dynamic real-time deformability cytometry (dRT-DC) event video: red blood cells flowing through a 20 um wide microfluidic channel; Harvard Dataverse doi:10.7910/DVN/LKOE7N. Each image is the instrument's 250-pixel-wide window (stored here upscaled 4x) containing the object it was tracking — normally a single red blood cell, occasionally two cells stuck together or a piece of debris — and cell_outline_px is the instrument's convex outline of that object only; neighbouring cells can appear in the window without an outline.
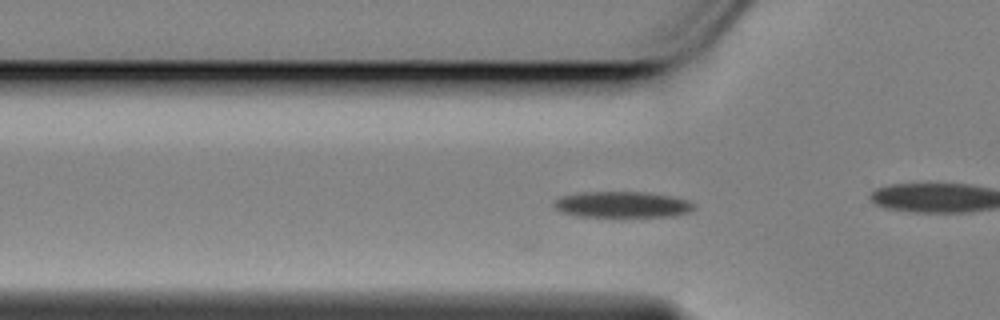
{"species": "Egyptian fruit bat (a non-hibernating species)", "species_latin": "Rousettus aegyptiacus", "temperature_condition": "cold", "stored_images_in_passage": 45, "camera_frame_rate_fps": 3000, "um_per_image_px": 0.085, "animal": {"sex": "female"}, "frame": {"image": 1, "passage_image": 17, "time_ms": 5.333, "image_size_px": [1000, 320], "cell_outline_px": [[696, 208], [688, 212], [672, 216], [576, 216], [560, 212], [552, 204], [560, 196], [580, 192], [648, 192], [672, 196], [688, 200], [696, 204]], "centroid_in_image_um": [52.89, 17.38], "position_along_channel_um": 72.9, "area_um2": 21.33}}
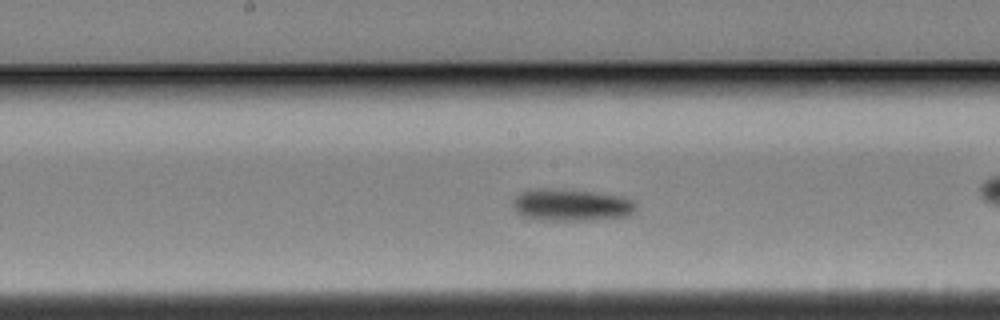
{"frame": {"image": 2, "passage_image": 28, "time_ms": 9.0, "image_size_px": [1000, 320], "cell_outline_px": [[636, 208], [628, 216], [592, 220], [544, 220], [516, 212], [512, 208], [512, 200], [520, 192], [540, 188], [548, 188], [592, 192], [616, 196], [632, 200], [636, 204]], "centroid_in_image_um": [48.53, 17.42], "position_along_channel_um": 199.7, "area_um2": 22.6}}
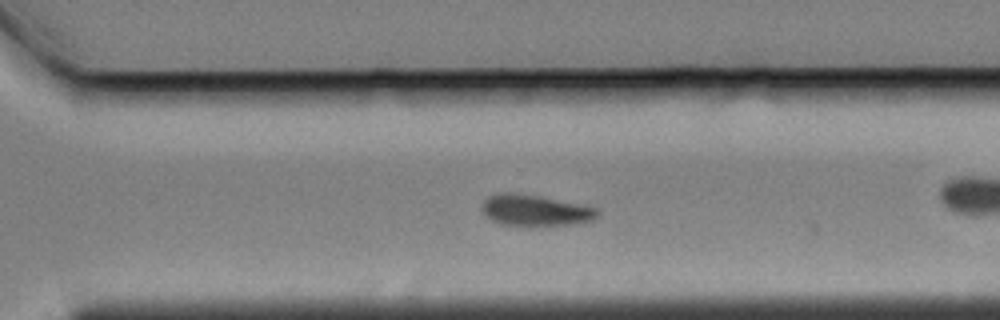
{"frame": {"image": 3, "passage_image": 39, "time_ms": 12.667, "image_size_px": [1000, 320], "cell_outline_px": [[600, 212], [592, 220], [568, 224], [528, 228], [500, 224], [492, 220], [480, 208], [484, 200], [488, 196], [540, 196], [580, 204], [596, 208]], "centroid_in_image_um": [45.53, 17.96], "position_along_channel_um": 325.1, "area_um2": 20.46}, "authors_computed_cell_mechanics": {"area_um2": 20.9814, "velocity_mm_per_s": 3.4341, "shape_relaxation_time_tau1_ms": 2.9694, "shape_relaxation_time_tau2_ms": null, "deformation_change_tau1": 0.115, "deformation_change_tau2": null}}